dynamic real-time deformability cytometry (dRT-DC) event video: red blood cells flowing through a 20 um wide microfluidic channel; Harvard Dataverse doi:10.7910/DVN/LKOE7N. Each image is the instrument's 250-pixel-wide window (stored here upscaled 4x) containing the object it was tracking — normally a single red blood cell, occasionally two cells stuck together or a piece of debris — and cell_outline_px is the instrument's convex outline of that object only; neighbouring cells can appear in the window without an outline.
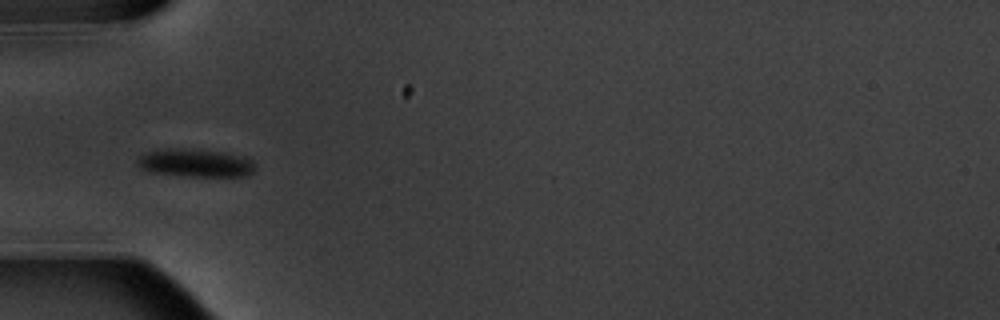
{"species": "common noctule bat (a hibernating species)", "species_latin": "Nyctalus noctula", "temperature_condition": "warm", "stored_images_in_passage": 9, "camera_frame_rate_fps": 3000, "um_per_image_px": 0.085, "animal": {"sex": "male", "body_mass_g": 20.1, "forearm_length_mm": 53.5}, "frame": {"image": 1, "passage_image": 6, "time_ms": 6.0, "image_size_px": [1000, 320], "cell_outline_px": [[256, 168], [248, 176], [184, 176], [148, 172], [140, 168], [136, 164], [136, 160], [144, 152], [164, 148], [180, 148], [224, 152], [244, 156], [252, 160], [256, 164]], "centroid_in_image_um": [16.59, 13.85], "position_along_channel_um": 68.4, "area_um2": 19.65}}